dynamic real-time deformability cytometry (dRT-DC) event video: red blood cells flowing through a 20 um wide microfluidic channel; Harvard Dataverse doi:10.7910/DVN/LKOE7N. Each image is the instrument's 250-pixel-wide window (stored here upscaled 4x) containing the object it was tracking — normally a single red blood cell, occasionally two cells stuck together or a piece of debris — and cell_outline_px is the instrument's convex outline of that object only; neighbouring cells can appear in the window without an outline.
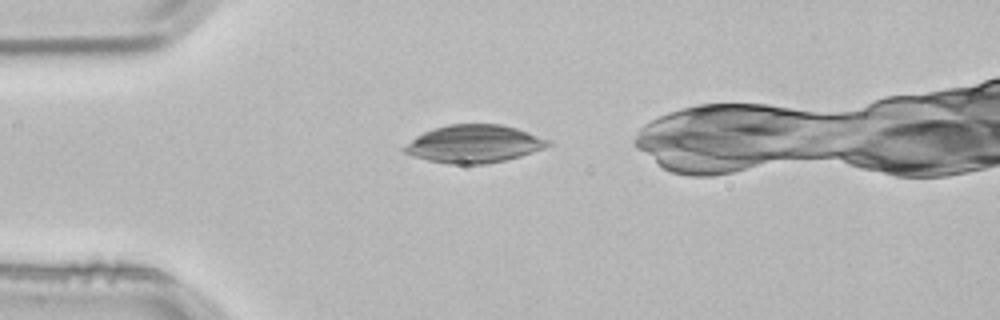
{"species": "common noctule bat (a hibernating species)", "species_latin": "Nyctalus noctula", "temperature_condition": "room temperature", "stored_images_in_passage": 1, "camera_frame_rate_fps": 3000, "um_per_image_px": 0.085, "animal": {"sex": "male", "body_mass_g": 21.5, "forearm_length_mm": 52.0}, "frame": {"image": 1, "passage_image": 1, "time_ms": 0.0, "image_size_px": [1000, 320], "cell_outline_px": [[552, 144], [544, 148], [520, 156], [504, 160], [484, 164], [448, 164], [428, 160], [412, 156], [404, 152], [400, 148], [416, 136], [432, 128], [448, 124], [500, 124], [516, 128], [552, 140]], "centroid_in_image_um": [40.27, 12.23], "position_along_channel_um": 44.7, "area_um2": 31.79}}